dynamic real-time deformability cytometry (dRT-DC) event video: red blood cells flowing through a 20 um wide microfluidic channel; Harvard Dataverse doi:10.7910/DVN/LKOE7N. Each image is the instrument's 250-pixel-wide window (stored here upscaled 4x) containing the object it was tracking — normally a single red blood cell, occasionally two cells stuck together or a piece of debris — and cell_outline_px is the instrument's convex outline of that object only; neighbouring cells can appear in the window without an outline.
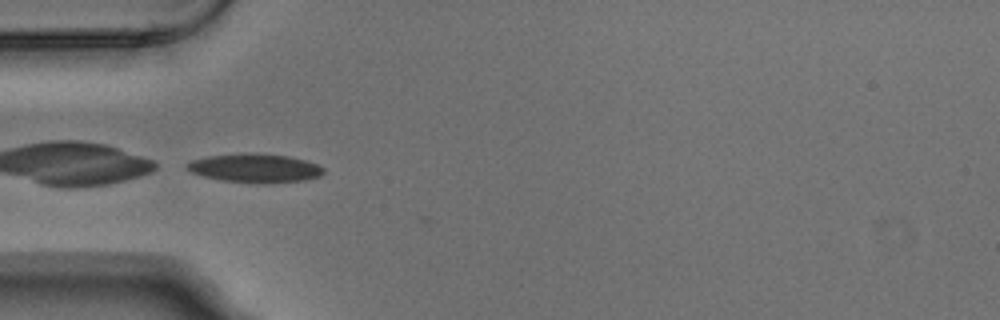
{"species": "Egyptian fruit bat (a non-hibernating species)", "species_latin": "Rousettus aegyptiacus", "temperature_condition": "warm", "stored_images_in_passage": 4, "camera_frame_rate_fps": 3000, "um_per_image_px": 0.085, "animal": {"sex": "male"}, "frame": {"image": 1, "passage_image": 3, "time_ms": 0.667, "image_size_px": [1000, 320], "cell_outline_px": [[324, 172], [320, 176], [304, 180], [264, 184], [260, 184], [224, 180], [204, 176], [192, 172], [184, 168], [184, 164], [192, 160], [208, 156], [252, 152], [288, 156], [304, 160], [316, 164], [324, 168]], "centroid_in_image_um": [21.66, 14.29], "position_along_channel_um": 63.3, "area_um2": 22.95}}
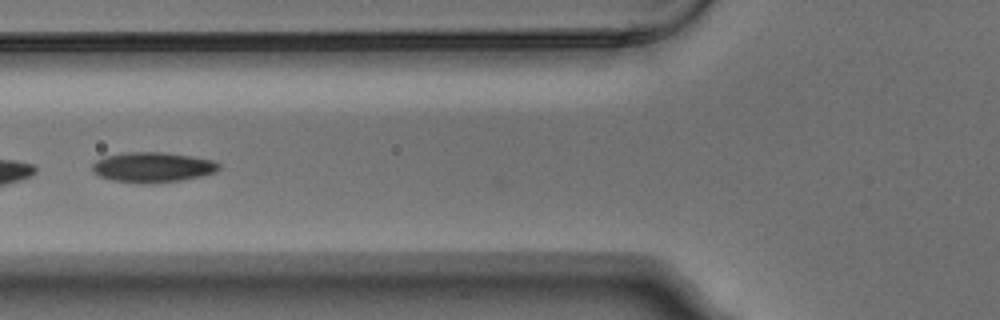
{"frame": {"image": 2, "passage_image": 4, "time_ms": 1.0, "image_size_px": [1000, 320], "cell_outline_px": [[220, 168], [216, 172], [200, 176], [180, 180], [140, 184], [112, 180], [100, 176], [92, 172], [92, 164], [96, 160], [104, 156], [124, 152], [160, 152], [192, 156], [212, 160], [220, 164]], "centroid_in_image_um": [12.94, 14.21], "position_along_channel_um": 112.9, "area_um2": 22.25}}